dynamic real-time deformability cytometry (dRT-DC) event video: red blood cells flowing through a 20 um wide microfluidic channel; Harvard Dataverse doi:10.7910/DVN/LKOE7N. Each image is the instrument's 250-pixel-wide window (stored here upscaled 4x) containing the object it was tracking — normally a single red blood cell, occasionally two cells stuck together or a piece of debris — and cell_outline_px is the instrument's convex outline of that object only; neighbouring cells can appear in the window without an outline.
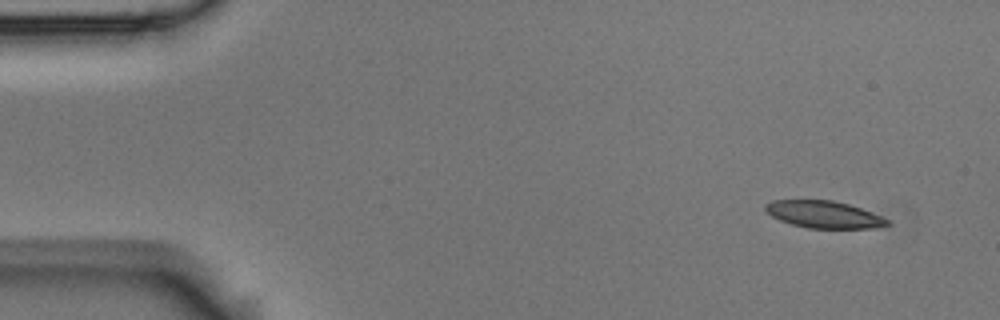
{"species": "Egyptian fruit bat (a non-hibernating species)", "species_latin": "Rousettus aegyptiacus", "temperature_condition": "room temperature", "stored_images_in_passage": 5, "camera_frame_rate_fps": 3000, "um_per_image_px": 0.085, "animal": {"sex": "male"}, "frame": {"image": 1, "passage_image": 1, "time_ms": 0.0, "image_size_px": [1000, 320], "cell_outline_px": [[892, 224], [876, 228], [808, 228], [792, 224], [780, 220], [772, 216], [764, 208], [764, 204], [772, 200], [832, 200], [848, 204], [872, 212], [888, 220]], "centroid_in_image_um": [70.03, 18.23], "position_along_channel_um": 15.0, "area_um2": 19.19}}
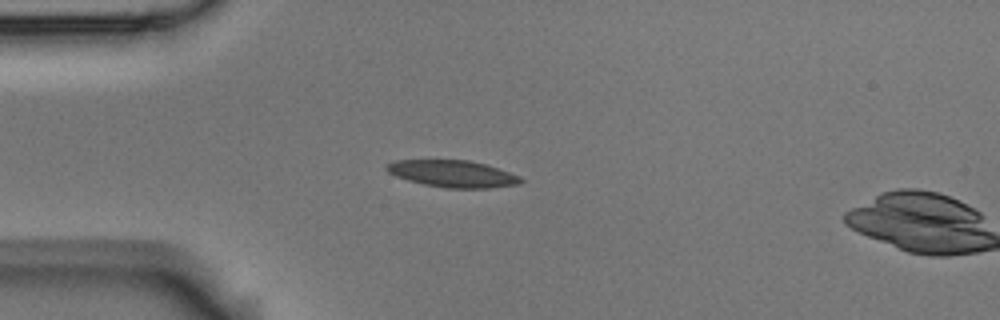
{"frame": {"image": 2, "passage_image": 4, "time_ms": 1.0, "image_size_px": [1000, 320], "cell_outline_px": [[524, 180], [520, 184], [488, 188], [444, 188], [424, 184], [408, 180], [396, 176], [388, 172], [384, 168], [384, 164], [396, 160], [468, 160], [484, 164], [520, 176]], "centroid_in_image_um": [38.44, 14.77], "position_along_channel_um": 46.6, "area_um2": 20.98}}